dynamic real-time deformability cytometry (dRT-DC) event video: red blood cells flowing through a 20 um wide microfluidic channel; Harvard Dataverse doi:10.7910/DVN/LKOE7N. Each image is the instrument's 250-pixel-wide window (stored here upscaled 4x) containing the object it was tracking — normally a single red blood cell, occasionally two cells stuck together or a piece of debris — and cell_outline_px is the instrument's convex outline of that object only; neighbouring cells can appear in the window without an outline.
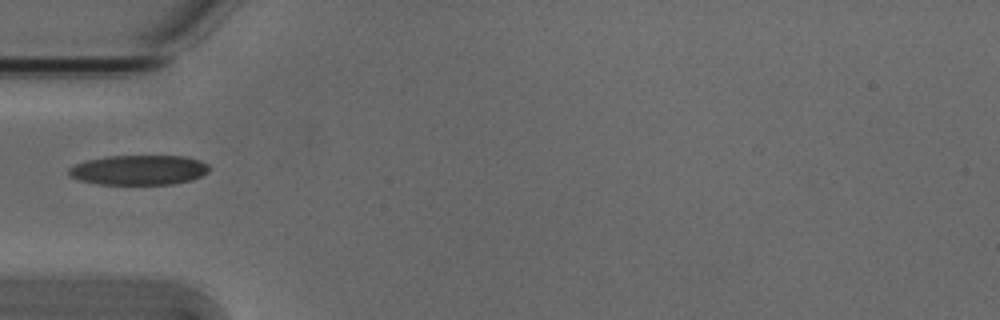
{"species": "Egyptian fruit bat (a non-hibernating species)", "species_latin": "Rousettus aegyptiacus", "temperature_condition": "cold", "stored_images_in_passage": 2, "camera_frame_rate_fps": 3000, "um_per_image_px": 0.085, "animal": {"sex": "male"}, "frame": {"image": 1, "passage_image": 1, "time_ms": 0.0, "image_size_px": [1000, 320], "cell_outline_px": [[212, 168], [208, 172], [192, 180], [172, 184], [100, 184], [80, 180], [68, 176], [68, 168], [84, 160], [104, 156], [184, 156], [200, 160], [208, 164]], "centroid_in_image_um": [11.8, 14.44], "position_along_channel_um": 73.2, "area_um2": 24.62}}
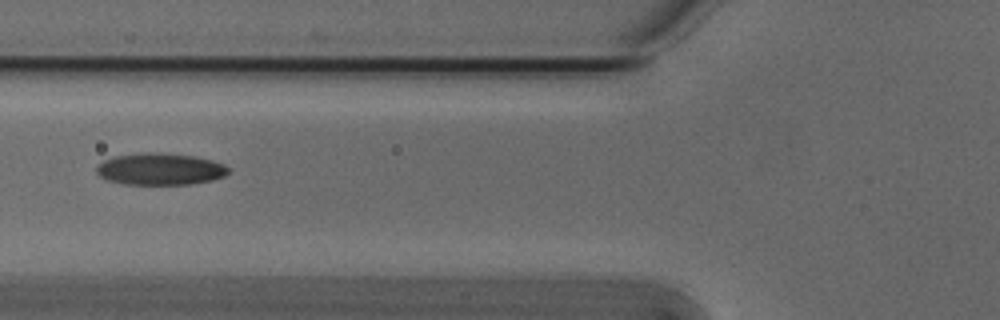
{"frame": {"image": 2, "passage_image": 2, "time_ms": 0.333, "image_size_px": [1000, 320], "cell_outline_px": [[228, 172], [224, 176], [212, 180], [192, 184], [124, 184], [108, 180], [100, 176], [96, 172], [96, 168], [104, 160], [116, 156], [140, 152], [156, 152], [196, 156], [212, 160], [224, 164], [228, 168]], "centroid_in_image_um": [13.62, 14.36], "position_along_channel_um": 112.2, "area_um2": 24.45}}